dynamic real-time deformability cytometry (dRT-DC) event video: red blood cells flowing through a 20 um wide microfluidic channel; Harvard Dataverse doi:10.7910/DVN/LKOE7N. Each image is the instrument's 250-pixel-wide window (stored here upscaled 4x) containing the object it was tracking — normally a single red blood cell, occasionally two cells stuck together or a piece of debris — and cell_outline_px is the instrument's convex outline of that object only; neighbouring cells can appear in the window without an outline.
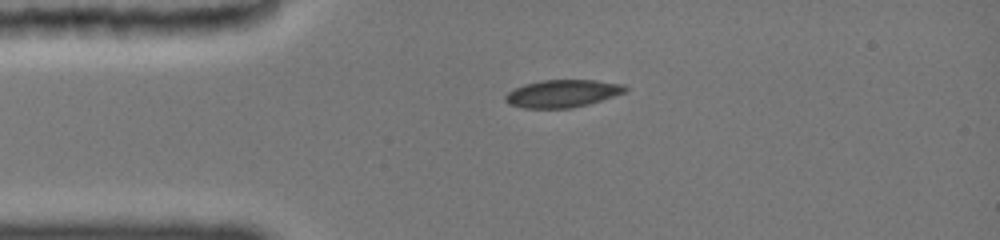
{"species": "common noctule bat (a hibernating species)", "species_latin": "Nyctalus noctula", "temperature_condition": "cold", "stored_images_in_passage": 45, "camera_frame_rate_fps": 3000, "um_per_image_px": 0.085, "animal": {"sex": "female", "body_mass_g": 19.0, "forearm_length_mm": 51.5}, "frame": {"image": 1, "passage_image": 1, "time_ms": 0.0, "image_size_px": [1000, 240], "cell_outline_px": [[628, 92], [588, 104], [568, 108], [524, 108], [508, 104], [504, 100], [504, 96], [508, 92], [524, 84], [540, 80], [596, 80], [624, 84], [628, 88]], "centroid_in_image_um": [47.83, 7.94], "position_along_channel_um": 37.2, "area_um2": 19.36}}
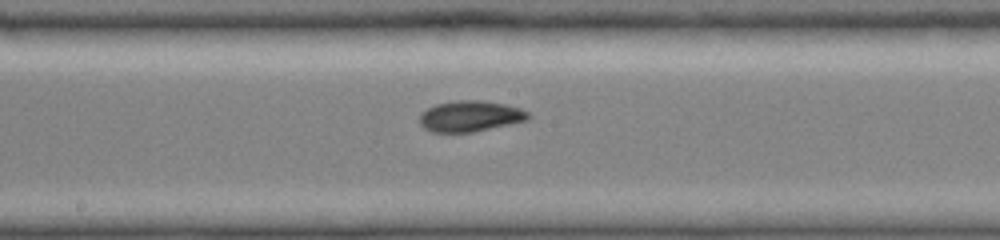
{"frame": {"image": 2, "passage_image": 18, "time_ms": 5.0, "image_size_px": [1000, 240], "cell_outline_px": [[528, 116], [524, 120], [508, 124], [472, 132], [432, 132], [424, 128], [420, 124], [420, 116], [428, 108], [436, 104], [452, 100], [484, 100], [504, 104], [520, 108], [528, 112]], "centroid_in_image_um": [39.92, 9.86], "position_along_channel_um": 208.3, "area_um2": 19.25}}
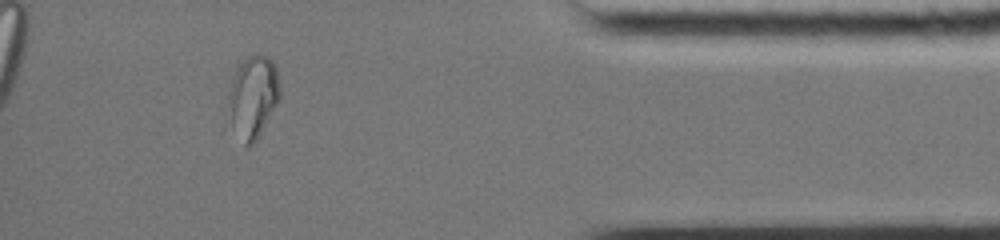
{"frame": {"image": 3, "passage_image": 39, "time_ms": 11.0, "image_size_px": [1000, 240], "cell_outline_px": [[280, 100], [256, 140], [248, 148], [244, 144], [232, 124], [228, 96], [228, 88], [236, 60], [256, 52], [268, 56], [272, 60], [276, 68], [280, 88]], "centroid_in_image_um": [21.5, 8.1], "position_along_channel_um": 413.7, "area_um2": 25.32}, "authors_computed_cell_mechanics": {"area_um2": 19.363, "velocity_mm_per_s": 3.8767, "shape_relaxation_time_tau1_ms": null, "shape_relaxation_time_tau2_ms": 2.0491, "deformation_change_tau1": null, "deformation_change_tau2": 0.0382}}